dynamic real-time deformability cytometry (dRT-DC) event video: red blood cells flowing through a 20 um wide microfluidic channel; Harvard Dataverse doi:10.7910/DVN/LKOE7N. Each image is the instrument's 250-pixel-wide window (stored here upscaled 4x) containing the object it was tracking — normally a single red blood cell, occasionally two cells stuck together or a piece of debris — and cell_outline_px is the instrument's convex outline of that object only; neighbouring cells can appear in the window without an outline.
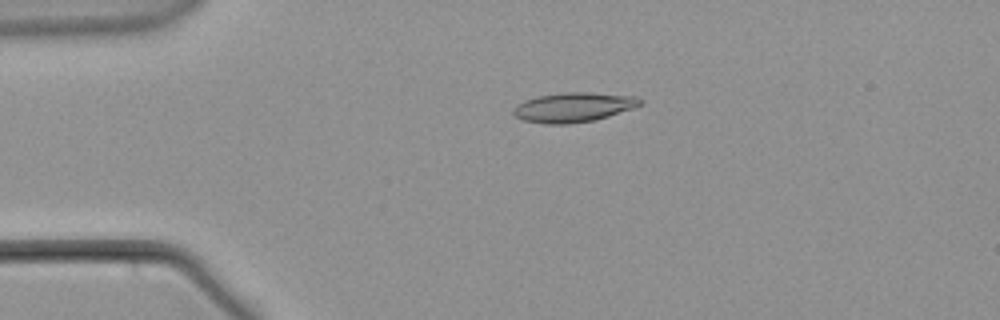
{"species": "common noctule bat (a hibernating species)", "species_latin": "Nyctalus noctula", "temperature_condition": "warm", "stored_images_in_passage": 54, "camera_frame_rate_fps": 3000, "um_per_image_px": 0.085, "animal": {"sex": "male", "body_mass_g": 21.5, "forearm_length_mm": 52.0}, "frame": {"image": 1, "passage_image": 10, "time_ms": 3.0, "image_size_px": [1000, 320], "cell_outline_px": [[644, 100], [640, 104], [632, 108], [608, 116], [592, 120], [568, 124], [544, 124], [524, 120], [516, 116], [512, 112], [512, 108], [516, 104], [524, 100], [536, 96], [564, 92], [588, 92], [636, 96]], "centroid_in_image_um": [48.7, 9.1], "position_along_channel_um": 36.3, "area_um2": 21.85}}
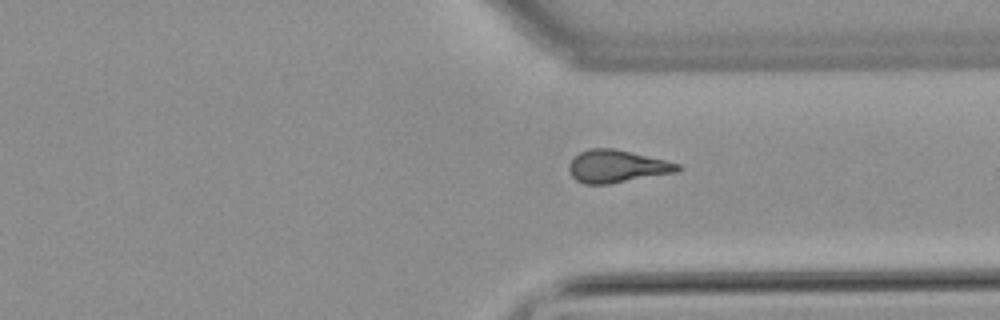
{"frame": {"image": 2, "passage_image": 40, "time_ms": 13.0, "image_size_px": [1000, 320], "cell_outline_px": [[680, 168], [676, 172], [608, 184], [584, 184], [576, 180], [572, 176], [568, 168], [568, 164], [580, 152], [592, 148], [612, 148], [664, 160], [680, 164]], "centroid_in_image_um": [52.39, 14.15], "position_along_channel_um": 359.0, "area_um2": 20.23}}
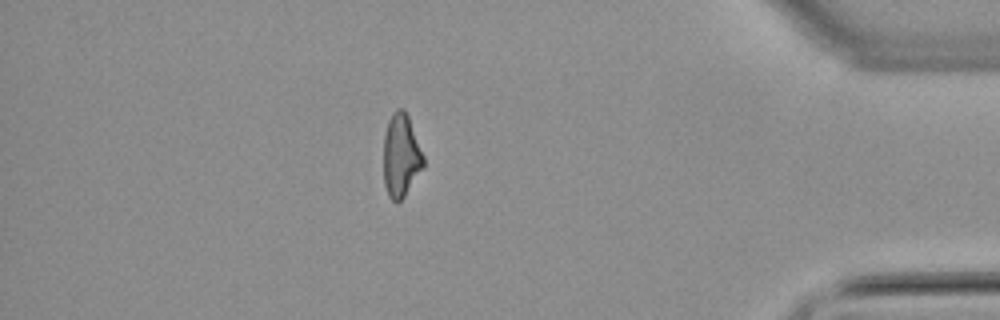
{"frame": {"image": 3, "passage_image": 47, "time_ms": 15.333, "image_size_px": [1000, 320], "cell_outline_px": [[424, 168], [404, 196], [400, 200], [392, 200], [388, 196], [384, 184], [384, 136], [388, 120], [392, 112], [396, 108], [404, 108], [408, 116], [424, 156]], "centroid_in_image_um": [34.09, 13.2], "position_along_channel_um": 401.1, "area_um2": 19.36}}